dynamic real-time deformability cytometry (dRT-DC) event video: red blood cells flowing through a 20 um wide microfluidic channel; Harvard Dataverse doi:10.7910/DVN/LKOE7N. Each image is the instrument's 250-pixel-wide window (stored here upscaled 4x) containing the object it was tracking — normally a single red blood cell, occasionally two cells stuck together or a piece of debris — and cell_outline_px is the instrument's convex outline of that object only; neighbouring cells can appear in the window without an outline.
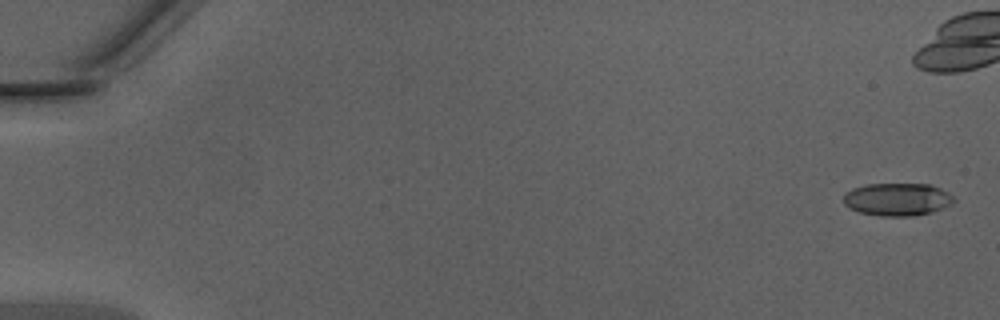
{"species": "Egyptian fruit bat (a non-hibernating species)", "species_latin": "Rousettus aegyptiacus", "temperature_condition": "warm", "stored_images_in_passage": 6, "camera_frame_rate_fps": 3000, "um_per_image_px": 0.085, "animal": {"sex": "male"}, "frame": {"image": 1, "passage_image": 1, "time_ms": 0.0, "image_size_px": [1000, 320], "cell_outline_px": [[956, 200], [952, 204], [932, 212], [912, 216], [880, 216], [860, 212], [848, 208], [844, 204], [844, 192], [852, 188], [868, 184], [932, 184], [948, 192]], "centroid_in_image_um": [76.27, 16.94], "position_along_channel_um": 8.7, "area_um2": 21.21}}